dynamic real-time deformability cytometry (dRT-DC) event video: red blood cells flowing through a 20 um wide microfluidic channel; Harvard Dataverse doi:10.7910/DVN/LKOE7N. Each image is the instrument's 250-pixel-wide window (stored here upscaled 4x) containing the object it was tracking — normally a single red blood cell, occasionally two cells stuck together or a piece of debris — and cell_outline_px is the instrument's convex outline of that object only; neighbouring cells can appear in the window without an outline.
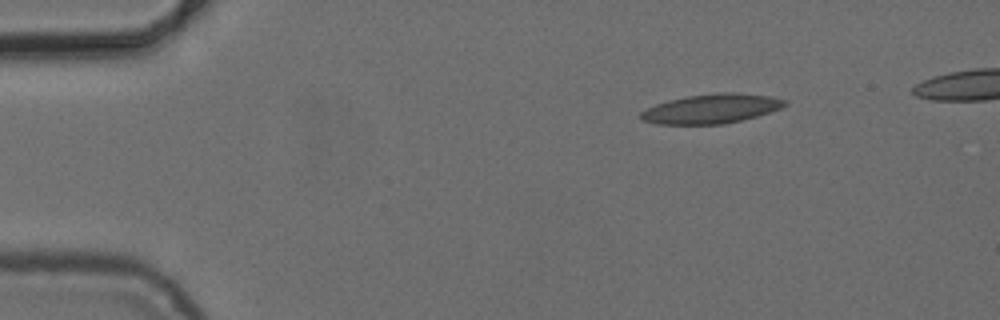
{"species": "common noctule bat (a hibernating species)", "species_latin": "Nyctalus noctula", "temperature_condition": "cold", "stored_images_in_passage": 4, "camera_frame_rate_fps": 3000, "um_per_image_px": 0.085, "animal": {"sex": "female", "body_mass_g": 24.6, "forearm_length_mm": 56.2}, "frame": {"image": 1, "passage_image": 1, "time_ms": 0.0, "image_size_px": [1000, 320], "cell_outline_px": [[788, 104], [780, 108], [756, 116], [724, 124], [656, 124], [644, 120], [640, 116], [640, 112], [656, 104], [668, 100], [688, 96], [720, 92], [736, 92], [772, 96], [788, 100]], "centroid_in_image_um": [60.5, 9.23], "position_along_channel_um": 24.5, "area_um2": 24.57}}